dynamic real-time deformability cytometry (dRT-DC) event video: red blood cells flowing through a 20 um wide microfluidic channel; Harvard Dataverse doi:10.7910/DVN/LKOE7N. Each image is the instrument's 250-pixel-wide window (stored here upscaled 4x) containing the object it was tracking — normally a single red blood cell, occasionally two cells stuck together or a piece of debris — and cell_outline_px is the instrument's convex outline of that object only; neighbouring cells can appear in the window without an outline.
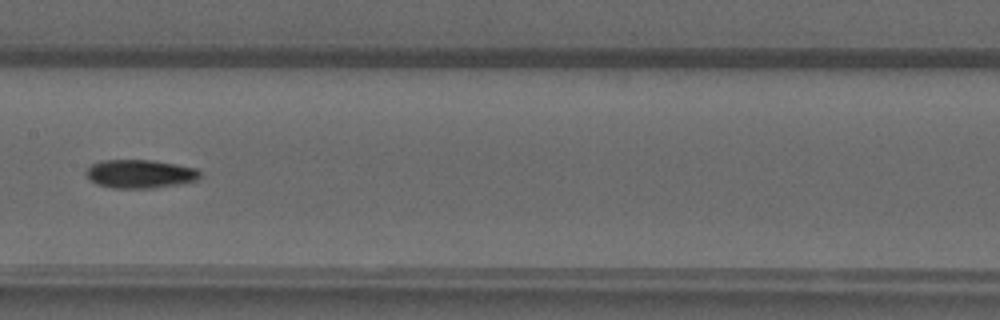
{"species": "common noctule bat (a hibernating species)", "species_latin": "Nyctalus noctula", "temperature_condition": "warm", "stored_images_in_passage": 43, "camera_frame_rate_fps": 3000, "um_per_image_px": 0.085, "animal": {"sex": "male", "forearm_length_mm": 52.5}, "frame": {"image": 1, "passage_image": 20, "time_ms": 6.333, "image_size_px": [1000, 320], "cell_outline_px": [[200, 180], [176, 184], [148, 188], [112, 188], [96, 184], [84, 172], [92, 164], [100, 160], [152, 160], [176, 164], [196, 168], [200, 172]], "centroid_in_image_um": [11.9, 14.77], "position_along_channel_um": 195.5, "area_um2": 18.84}}
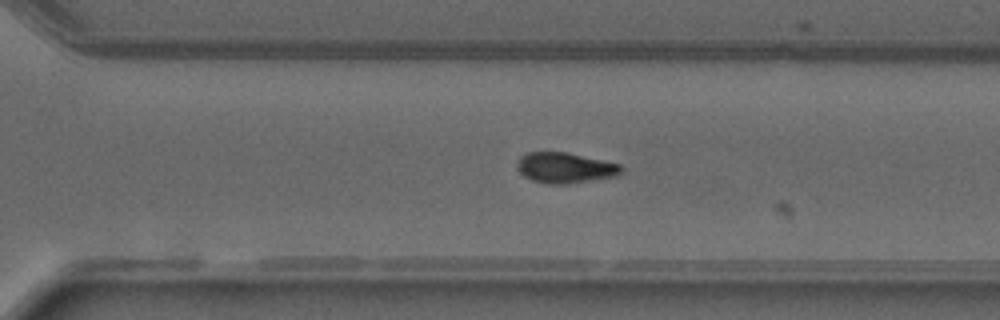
{"frame": {"image": 2, "passage_image": 29, "time_ms": 9.333, "image_size_px": [1000, 320], "cell_outline_px": [[624, 168], [616, 176], [568, 184], [548, 184], [532, 180], [524, 176], [520, 172], [516, 164], [520, 156], [528, 152], [568, 152], [620, 164]], "centroid_in_image_um": [48.02, 14.26], "position_along_channel_um": 322.6, "area_um2": 18.55}}
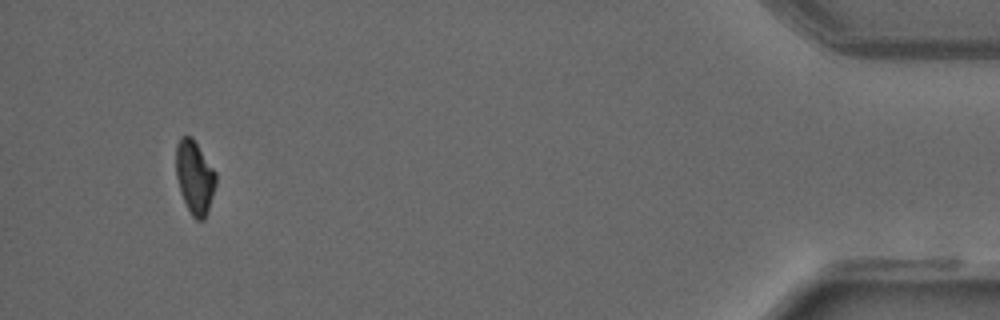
{"frame": {"image": 3, "passage_image": 41, "time_ms": 13.333, "image_size_px": [1000, 320], "cell_outline_px": [[216, 184], [208, 212], [204, 220], [196, 220], [192, 216], [180, 192], [176, 176], [176, 144], [180, 136], [192, 136], [216, 172]], "centroid_in_image_um": [16.55, 15.05], "position_along_channel_um": 418.7, "area_um2": 17.17}}